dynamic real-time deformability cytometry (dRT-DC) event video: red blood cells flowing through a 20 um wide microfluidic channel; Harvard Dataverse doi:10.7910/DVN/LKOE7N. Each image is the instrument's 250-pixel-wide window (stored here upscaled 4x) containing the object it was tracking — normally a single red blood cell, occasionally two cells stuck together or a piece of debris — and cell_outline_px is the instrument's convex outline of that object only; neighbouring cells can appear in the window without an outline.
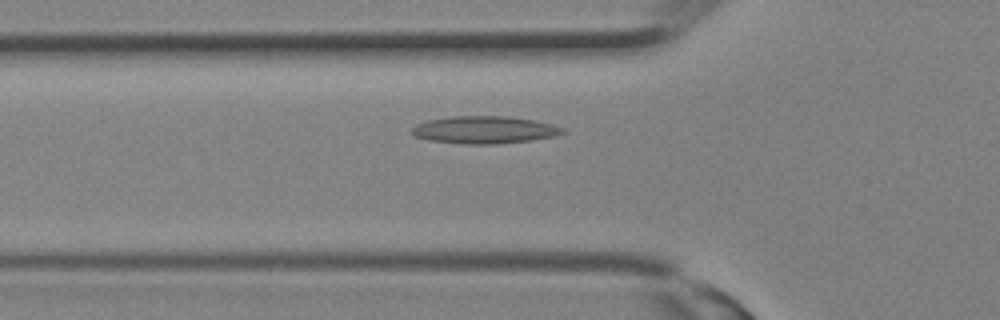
{"species": "Egyptian fruit bat (a non-hibernating species)", "species_latin": "Rousettus aegyptiacus", "temperature_condition": "room temperature", "stored_images_in_passage": 18, "camera_frame_rate_fps": 3000, "um_per_image_px": 0.085, "animal": {"sex": "female"}, "frame": {"image": 1, "passage_image": 8, "time_ms": 2.333, "image_size_px": [1000, 320], "cell_outline_px": [[564, 132], [552, 136], [532, 140], [496, 144], [464, 144], [428, 140], [416, 136], [412, 132], [412, 128], [416, 124], [428, 120], [452, 116], [508, 116], [536, 120], [552, 124], [564, 128]], "centroid_in_image_um": [41.17, 11.03], "position_along_channel_um": 84.6, "area_um2": 24.04}}
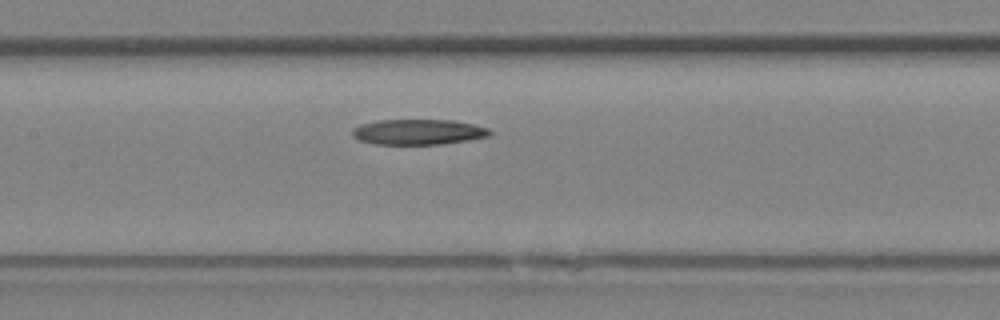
{"frame": {"image": 2, "passage_image": 12, "time_ms": 3.667, "image_size_px": [1000, 320], "cell_outline_px": [[492, 136], [468, 140], [440, 144], [372, 144], [360, 140], [352, 136], [352, 128], [360, 124], [376, 120], [452, 120], [472, 124], [488, 128], [492, 132]], "centroid_in_image_um": [35.54, 11.21], "position_along_channel_um": 171.9, "area_um2": 20.46}}
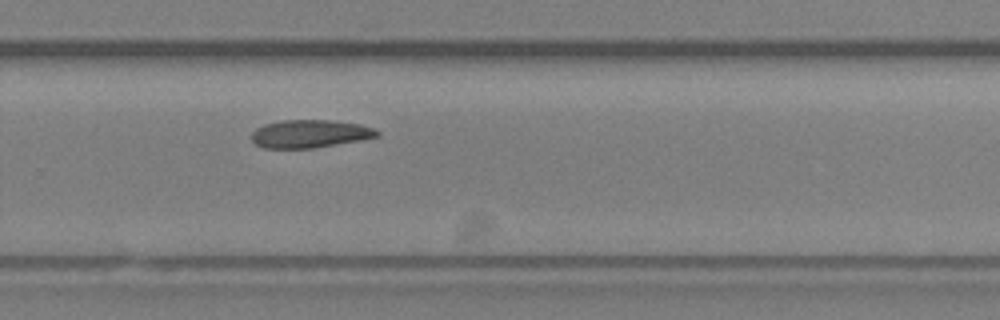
{"frame": {"image": 3, "passage_image": 18, "time_ms": 5.667, "image_size_px": [1000, 320], "cell_outline_px": [[380, 136], [360, 140], [312, 148], [264, 148], [256, 144], [252, 140], [252, 132], [256, 128], [264, 124], [284, 120], [332, 120], [360, 124], [372, 128], [380, 132]], "centroid_in_image_um": [26.34, 11.36], "position_along_channel_um": 303.5, "area_um2": 20.35}}